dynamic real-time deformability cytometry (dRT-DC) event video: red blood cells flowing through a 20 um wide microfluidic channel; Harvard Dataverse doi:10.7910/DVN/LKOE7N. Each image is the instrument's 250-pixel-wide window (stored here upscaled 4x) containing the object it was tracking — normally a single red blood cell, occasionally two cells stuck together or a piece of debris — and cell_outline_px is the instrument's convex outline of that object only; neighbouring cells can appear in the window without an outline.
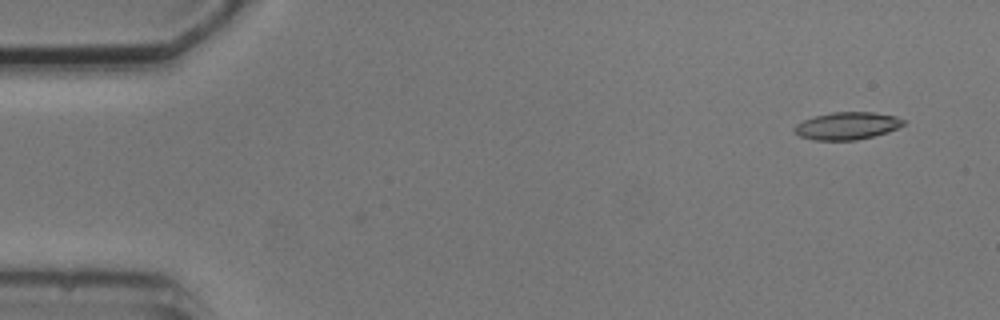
{"species": "common noctule bat (a hibernating species)", "species_latin": "Nyctalus noctula", "temperature_condition": "cold", "stored_images_in_passage": 2, "camera_frame_rate_fps": 3000, "um_per_image_px": 0.085, "animal": {"sex": "male", "body_mass_g": 20.5, "forearm_length_mm": 52.5}, "frame": {"image": 1, "passage_image": 2, "time_ms": 1.0, "image_size_px": [1000, 320], "cell_outline_px": [[904, 124], [888, 132], [856, 140], [812, 140], [800, 136], [792, 128], [796, 124], [804, 120], [816, 116], [832, 112], [872, 112], [896, 116], [904, 120]], "centroid_in_image_um": [71.99, 10.69], "position_along_channel_um": 13.0, "area_um2": 17.28}}